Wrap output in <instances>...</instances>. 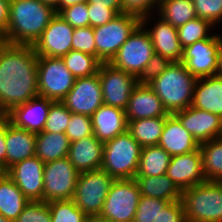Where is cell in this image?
<instances>
[{
    "instance_id": "6da1fadb",
    "label": "cell",
    "mask_w": 222,
    "mask_h": 222,
    "mask_svg": "<svg viewBox=\"0 0 222 222\" xmlns=\"http://www.w3.org/2000/svg\"><path fill=\"white\" fill-rule=\"evenodd\" d=\"M37 59L32 45L0 41V111L3 115L39 95Z\"/></svg>"
},
{
    "instance_id": "7a4b0ae2",
    "label": "cell",
    "mask_w": 222,
    "mask_h": 222,
    "mask_svg": "<svg viewBox=\"0 0 222 222\" xmlns=\"http://www.w3.org/2000/svg\"><path fill=\"white\" fill-rule=\"evenodd\" d=\"M55 15V8L40 0H10L9 23L0 41L33 45Z\"/></svg>"
},
{
    "instance_id": "3957f363",
    "label": "cell",
    "mask_w": 222,
    "mask_h": 222,
    "mask_svg": "<svg viewBox=\"0 0 222 222\" xmlns=\"http://www.w3.org/2000/svg\"><path fill=\"white\" fill-rule=\"evenodd\" d=\"M196 80L182 62H172L148 85L161 99L167 112L174 114L191 106Z\"/></svg>"
},
{
    "instance_id": "277c9868",
    "label": "cell",
    "mask_w": 222,
    "mask_h": 222,
    "mask_svg": "<svg viewBox=\"0 0 222 222\" xmlns=\"http://www.w3.org/2000/svg\"><path fill=\"white\" fill-rule=\"evenodd\" d=\"M186 222H222V182L205 181L182 191Z\"/></svg>"
},
{
    "instance_id": "5b68a950",
    "label": "cell",
    "mask_w": 222,
    "mask_h": 222,
    "mask_svg": "<svg viewBox=\"0 0 222 222\" xmlns=\"http://www.w3.org/2000/svg\"><path fill=\"white\" fill-rule=\"evenodd\" d=\"M142 147L126 131L104 143L101 169L114 179H135Z\"/></svg>"
},
{
    "instance_id": "8992f818",
    "label": "cell",
    "mask_w": 222,
    "mask_h": 222,
    "mask_svg": "<svg viewBox=\"0 0 222 222\" xmlns=\"http://www.w3.org/2000/svg\"><path fill=\"white\" fill-rule=\"evenodd\" d=\"M140 24V17L120 13L106 24L93 28L96 57L102 63H110L119 48Z\"/></svg>"
},
{
    "instance_id": "52a82bcc",
    "label": "cell",
    "mask_w": 222,
    "mask_h": 222,
    "mask_svg": "<svg viewBox=\"0 0 222 222\" xmlns=\"http://www.w3.org/2000/svg\"><path fill=\"white\" fill-rule=\"evenodd\" d=\"M140 197L135 179H115L99 216L111 222H133Z\"/></svg>"
},
{
    "instance_id": "ba28073f",
    "label": "cell",
    "mask_w": 222,
    "mask_h": 222,
    "mask_svg": "<svg viewBox=\"0 0 222 222\" xmlns=\"http://www.w3.org/2000/svg\"><path fill=\"white\" fill-rule=\"evenodd\" d=\"M114 180L102 169L81 172L72 200L87 216L99 215Z\"/></svg>"
},
{
    "instance_id": "9c48e42d",
    "label": "cell",
    "mask_w": 222,
    "mask_h": 222,
    "mask_svg": "<svg viewBox=\"0 0 222 222\" xmlns=\"http://www.w3.org/2000/svg\"><path fill=\"white\" fill-rule=\"evenodd\" d=\"M37 75L39 96L53 101H62L76 80L62 58L57 57L38 56Z\"/></svg>"
},
{
    "instance_id": "30bf717a",
    "label": "cell",
    "mask_w": 222,
    "mask_h": 222,
    "mask_svg": "<svg viewBox=\"0 0 222 222\" xmlns=\"http://www.w3.org/2000/svg\"><path fill=\"white\" fill-rule=\"evenodd\" d=\"M154 54L151 37L145 26L140 24L110 63L115 68L138 77Z\"/></svg>"
},
{
    "instance_id": "8fae6325",
    "label": "cell",
    "mask_w": 222,
    "mask_h": 222,
    "mask_svg": "<svg viewBox=\"0 0 222 222\" xmlns=\"http://www.w3.org/2000/svg\"><path fill=\"white\" fill-rule=\"evenodd\" d=\"M78 177L79 172L68 157L45 163L43 201L72 199Z\"/></svg>"
},
{
    "instance_id": "7c38bea8",
    "label": "cell",
    "mask_w": 222,
    "mask_h": 222,
    "mask_svg": "<svg viewBox=\"0 0 222 222\" xmlns=\"http://www.w3.org/2000/svg\"><path fill=\"white\" fill-rule=\"evenodd\" d=\"M98 75L104 104L126 110L137 77L111 63H101Z\"/></svg>"
},
{
    "instance_id": "4fadbf2b",
    "label": "cell",
    "mask_w": 222,
    "mask_h": 222,
    "mask_svg": "<svg viewBox=\"0 0 222 222\" xmlns=\"http://www.w3.org/2000/svg\"><path fill=\"white\" fill-rule=\"evenodd\" d=\"M219 34L197 41L183 49L182 63L197 79L217 75Z\"/></svg>"
},
{
    "instance_id": "5bb4252c",
    "label": "cell",
    "mask_w": 222,
    "mask_h": 222,
    "mask_svg": "<svg viewBox=\"0 0 222 222\" xmlns=\"http://www.w3.org/2000/svg\"><path fill=\"white\" fill-rule=\"evenodd\" d=\"M61 102L72 113L91 117L104 104L98 73L76 78L72 89Z\"/></svg>"
},
{
    "instance_id": "9a60e30c",
    "label": "cell",
    "mask_w": 222,
    "mask_h": 222,
    "mask_svg": "<svg viewBox=\"0 0 222 222\" xmlns=\"http://www.w3.org/2000/svg\"><path fill=\"white\" fill-rule=\"evenodd\" d=\"M73 30L74 28L56 13L32 45L36 54L62 58L72 50Z\"/></svg>"
},
{
    "instance_id": "2e32d148",
    "label": "cell",
    "mask_w": 222,
    "mask_h": 222,
    "mask_svg": "<svg viewBox=\"0 0 222 222\" xmlns=\"http://www.w3.org/2000/svg\"><path fill=\"white\" fill-rule=\"evenodd\" d=\"M44 165L34 156L14 164L6 171L29 201H43Z\"/></svg>"
},
{
    "instance_id": "e0dca14e",
    "label": "cell",
    "mask_w": 222,
    "mask_h": 222,
    "mask_svg": "<svg viewBox=\"0 0 222 222\" xmlns=\"http://www.w3.org/2000/svg\"><path fill=\"white\" fill-rule=\"evenodd\" d=\"M174 115L199 145L222 136V118L219 115L193 106L175 112Z\"/></svg>"
},
{
    "instance_id": "ac0fdd59",
    "label": "cell",
    "mask_w": 222,
    "mask_h": 222,
    "mask_svg": "<svg viewBox=\"0 0 222 222\" xmlns=\"http://www.w3.org/2000/svg\"><path fill=\"white\" fill-rule=\"evenodd\" d=\"M166 175L181 192L199 183H204L206 180L200 149L172 156Z\"/></svg>"
},
{
    "instance_id": "d6986e66",
    "label": "cell",
    "mask_w": 222,
    "mask_h": 222,
    "mask_svg": "<svg viewBox=\"0 0 222 222\" xmlns=\"http://www.w3.org/2000/svg\"><path fill=\"white\" fill-rule=\"evenodd\" d=\"M52 102L53 100L38 95L13 107L4 116L13 126L37 134L43 131Z\"/></svg>"
},
{
    "instance_id": "ffe728a7",
    "label": "cell",
    "mask_w": 222,
    "mask_h": 222,
    "mask_svg": "<svg viewBox=\"0 0 222 222\" xmlns=\"http://www.w3.org/2000/svg\"><path fill=\"white\" fill-rule=\"evenodd\" d=\"M125 114L127 121L169 115L153 89L139 83L133 88Z\"/></svg>"
},
{
    "instance_id": "44dd1931",
    "label": "cell",
    "mask_w": 222,
    "mask_h": 222,
    "mask_svg": "<svg viewBox=\"0 0 222 222\" xmlns=\"http://www.w3.org/2000/svg\"><path fill=\"white\" fill-rule=\"evenodd\" d=\"M158 145L171 156L190 153L199 148V143L174 114L166 116Z\"/></svg>"
},
{
    "instance_id": "7402d4cb",
    "label": "cell",
    "mask_w": 222,
    "mask_h": 222,
    "mask_svg": "<svg viewBox=\"0 0 222 222\" xmlns=\"http://www.w3.org/2000/svg\"><path fill=\"white\" fill-rule=\"evenodd\" d=\"M94 136L101 142L112 140L127 131L125 110L102 104L91 116Z\"/></svg>"
},
{
    "instance_id": "603a6c76",
    "label": "cell",
    "mask_w": 222,
    "mask_h": 222,
    "mask_svg": "<svg viewBox=\"0 0 222 222\" xmlns=\"http://www.w3.org/2000/svg\"><path fill=\"white\" fill-rule=\"evenodd\" d=\"M104 143L94 134L71 142L68 159L75 169L81 173L101 169Z\"/></svg>"
},
{
    "instance_id": "cb8c5ba5",
    "label": "cell",
    "mask_w": 222,
    "mask_h": 222,
    "mask_svg": "<svg viewBox=\"0 0 222 222\" xmlns=\"http://www.w3.org/2000/svg\"><path fill=\"white\" fill-rule=\"evenodd\" d=\"M153 27H146L156 54L164 56L171 62H181L183 57V49L180 45L177 28L164 21L161 17H157Z\"/></svg>"
},
{
    "instance_id": "d4e9b609",
    "label": "cell",
    "mask_w": 222,
    "mask_h": 222,
    "mask_svg": "<svg viewBox=\"0 0 222 222\" xmlns=\"http://www.w3.org/2000/svg\"><path fill=\"white\" fill-rule=\"evenodd\" d=\"M191 106L222 118V77L213 75L197 79Z\"/></svg>"
},
{
    "instance_id": "484cf974",
    "label": "cell",
    "mask_w": 222,
    "mask_h": 222,
    "mask_svg": "<svg viewBox=\"0 0 222 222\" xmlns=\"http://www.w3.org/2000/svg\"><path fill=\"white\" fill-rule=\"evenodd\" d=\"M6 171L14 164L35 156L36 134L13 126L6 130Z\"/></svg>"
},
{
    "instance_id": "4316f807",
    "label": "cell",
    "mask_w": 222,
    "mask_h": 222,
    "mask_svg": "<svg viewBox=\"0 0 222 222\" xmlns=\"http://www.w3.org/2000/svg\"><path fill=\"white\" fill-rule=\"evenodd\" d=\"M70 143L65 133L42 131L36 134L35 156L44 163L68 157Z\"/></svg>"
},
{
    "instance_id": "83f0119b",
    "label": "cell",
    "mask_w": 222,
    "mask_h": 222,
    "mask_svg": "<svg viewBox=\"0 0 222 222\" xmlns=\"http://www.w3.org/2000/svg\"><path fill=\"white\" fill-rule=\"evenodd\" d=\"M29 200L7 173L0 180V214L15 222Z\"/></svg>"
},
{
    "instance_id": "f1b7e54d",
    "label": "cell",
    "mask_w": 222,
    "mask_h": 222,
    "mask_svg": "<svg viewBox=\"0 0 222 222\" xmlns=\"http://www.w3.org/2000/svg\"><path fill=\"white\" fill-rule=\"evenodd\" d=\"M142 196L159 198L165 201L181 200L182 192L166 175L160 176H136Z\"/></svg>"
},
{
    "instance_id": "f546056e",
    "label": "cell",
    "mask_w": 222,
    "mask_h": 222,
    "mask_svg": "<svg viewBox=\"0 0 222 222\" xmlns=\"http://www.w3.org/2000/svg\"><path fill=\"white\" fill-rule=\"evenodd\" d=\"M165 120L166 116H159L127 121V131L141 147L158 145Z\"/></svg>"
},
{
    "instance_id": "4dcf8cb0",
    "label": "cell",
    "mask_w": 222,
    "mask_h": 222,
    "mask_svg": "<svg viewBox=\"0 0 222 222\" xmlns=\"http://www.w3.org/2000/svg\"><path fill=\"white\" fill-rule=\"evenodd\" d=\"M171 157L159 145L142 147L136 176H160L166 174Z\"/></svg>"
},
{
    "instance_id": "1f68e13d",
    "label": "cell",
    "mask_w": 222,
    "mask_h": 222,
    "mask_svg": "<svg viewBox=\"0 0 222 222\" xmlns=\"http://www.w3.org/2000/svg\"><path fill=\"white\" fill-rule=\"evenodd\" d=\"M157 12L156 15L175 28L197 17L192 0H160Z\"/></svg>"
},
{
    "instance_id": "d6a6232c",
    "label": "cell",
    "mask_w": 222,
    "mask_h": 222,
    "mask_svg": "<svg viewBox=\"0 0 222 222\" xmlns=\"http://www.w3.org/2000/svg\"><path fill=\"white\" fill-rule=\"evenodd\" d=\"M206 181L222 182V136L199 145Z\"/></svg>"
},
{
    "instance_id": "836d02e7",
    "label": "cell",
    "mask_w": 222,
    "mask_h": 222,
    "mask_svg": "<svg viewBox=\"0 0 222 222\" xmlns=\"http://www.w3.org/2000/svg\"><path fill=\"white\" fill-rule=\"evenodd\" d=\"M67 69L75 78L88 77L98 73L101 61L81 51L71 50L62 57Z\"/></svg>"
},
{
    "instance_id": "e575fe53",
    "label": "cell",
    "mask_w": 222,
    "mask_h": 222,
    "mask_svg": "<svg viewBox=\"0 0 222 222\" xmlns=\"http://www.w3.org/2000/svg\"><path fill=\"white\" fill-rule=\"evenodd\" d=\"M215 27L210 21L196 17L177 28L182 49L193 43L211 37V29ZM209 32V33H208Z\"/></svg>"
},
{
    "instance_id": "d590c367",
    "label": "cell",
    "mask_w": 222,
    "mask_h": 222,
    "mask_svg": "<svg viewBox=\"0 0 222 222\" xmlns=\"http://www.w3.org/2000/svg\"><path fill=\"white\" fill-rule=\"evenodd\" d=\"M51 213V222H85L87 215L72 199L47 202Z\"/></svg>"
},
{
    "instance_id": "8d00e7d4",
    "label": "cell",
    "mask_w": 222,
    "mask_h": 222,
    "mask_svg": "<svg viewBox=\"0 0 222 222\" xmlns=\"http://www.w3.org/2000/svg\"><path fill=\"white\" fill-rule=\"evenodd\" d=\"M72 112L61 102L53 101L43 131L65 133Z\"/></svg>"
},
{
    "instance_id": "74e56055",
    "label": "cell",
    "mask_w": 222,
    "mask_h": 222,
    "mask_svg": "<svg viewBox=\"0 0 222 222\" xmlns=\"http://www.w3.org/2000/svg\"><path fill=\"white\" fill-rule=\"evenodd\" d=\"M169 203L170 201L141 195L133 222H153Z\"/></svg>"
},
{
    "instance_id": "f35d334b",
    "label": "cell",
    "mask_w": 222,
    "mask_h": 222,
    "mask_svg": "<svg viewBox=\"0 0 222 222\" xmlns=\"http://www.w3.org/2000/svg\"><path fill=\"white\" fill-rule=\"evenodd\" d=\"M158 4L159 0H121V13L140 17L141 24L146 27L153 15L152 11L154 10V14L156 13Z\"/></svg>"
},
{
    "instance_id": "ab89813d",
    "label": "cell",
    "mask_w": 222,
    "mask_h": 222,
    "mask_svg": "<svg viewBox=\"0 0 222 222\" xmlns=\"http://www.w3.org/2000/svg\"><path fill=\"white\" fill-rule=\"evenodd\" d=\"M65 134L70 142H75L93 135L91 117L72 113Z\"/></svg>"
},
{
    "instance_id": "60d3db41",
    "label": "cell",
    "mask_w": 222,
    "mask_h": 222,
    "mask_svg": "<svg viewBox=\"0 0 222 222\" xmlns=\"http://www.w3.org/2000/svg\"><path fill=\"white\" fill-rule=\"evenodd\" d=\"M15 222H51V213L45 201H29Z\"/></svg>"
},
{
    "instance_id": "b9f144b4",
    "label": "cell",
    "mask_w": 222,
    "mask_h": 222,
    "mask_svg": "<svg viewBox=\"0 0 222 222\" xmlns=\"http://www.w3.org/2000/svg\"><path fill=\"white\" fill-rule=\"evenodd\" d=\"M197 17L210 21L215 27L222 23V0H192Z\"/></svg>"
},
{
    "instance_id": "7bdbcfd3",
    "label": "cell",
    "mask_w": 222,
    "mask_h": 222,
    "mask_svg": "<svg viewBox=\"0 0 222 222\" xmlns=\"http://www.w3.org/2000/svg\"><path fill=\"white\" fill-rule=\"evenodd\" d=\"M72 50L81 51L96 57V45L93 27L74 28Z\"/></svg>"
},
{
    "instance_id": "ee69618b",
    "label": "cell",
    "mask_w": 222,
    "mask_h": 222,
    "mask_svg": "<svg viewBox=\"0 0 222 222\" xmlns=\"http://www.w3.org/2000/svg\"><path fill=\"white\" fill-rule=\"evenodd\" d=\"M59 15L73 28L89 26V12L87 2L74 4L63 9Z\"/></svg>"
},
{
    "instance_id": "f6af8a7d",
    "label": "cell",
    "mask_w": 222,
    "mask_h": 222,
    "mask_svg": "<svg viewBox=\"0 0 222 222\" xmlns=\"http://www.w3.org/2000/svg\"><path fill=\"white\" fill-rule=\"evenodd\" d=\"M171 63L172 62L164 56L155 53L137 77V82L139 84L150 83L154 78L162 74Z\"/></svg>"
},
{
    "instance_id": "bcb514c9",
    "label": "cell",
    "mask_w": 222,
    "mask_h": 222,
    "mask_svg": "<svg viewBox=\"0 0 222 222\" xmlns=\"http://www.w3.org/2000/svg\"><path fill=\"white\" fill-rule=\"evenodd\" d=\"M153 222H186L181 200L170 202L162 209Z\"/></svg>"
},
{
    "instance_id": "7dc6e473",
    "label": "cell",
    "mask_w": 222,
    "mask_h": 222,
    "mask_svg": "<svg viewBox=\"0 0 222 222\" xmlns=\"http://www.w3.org/2000/svg\"><path fill=\"white\" fill-rule=\"evenodd\" d=\"M89 12V26L95 28L111 21L118 14L112 8L105 6H87Z\"/></svg>"
},
{
    "instance_id": "c3c4849f",
    "label": "cell",
    "mask_w": 222,
    "mask_h": 222,
    "mask_svg": "<svg viewBox=\"0 0 222 222\" xmlns=\"http://www.w3.org/2000/svg\"><path fill=\"white\" fill-rule=\"evenodd\" d=\"M10 124V121L3 116L0 119V167L6 170V130L7 126Z\"/></svg>"
},
{
    "instance_id": "681fc988",
    "label": "cell",
    "mask_w": 222,
    "mask_h": 222,
    "mask_svg": "<svg viewBox=\"0 0 222 222\" xmlns=\"http://www.w3.org/2000/svg\"><path fill=\"white\" fill-rule=\"evenodd\" d=\"M10 18V0H0V36L7 30Z\"/></svg>"
},
{
    "instance_id": "f907efd6",
    "label": "cell",
    "mask_w": 222,
    "mask_h": 222,
    "mask_svg": "<svg viewBox=\"0 0 222 222\" xmlns=\"http://www.w3.org/2000/svg\"><path fill=\"white\" fill-rule=\"evenodd\" d=\"M87 6H105L112 8L117 14L121 13V0H87Z\"/></svg>"
},
{
    "instance_id": "816d5d0a",
    "label": "cell",
    "mask_w": 222,
    "mask_h": 222,
    "mask_svg": "<svg viewBox=\"0 0 222 222\" xmlns=\"http://www.w3.org/2000/svg\"><path fill=\"white\" fill-rule=\"evenodd\" d=\"M81 2H87V0H59L58 5L55 7V11L59 14L63 9Z\"/></svg>"
},
{
    "instance_id": "f5cc1de1",
    "label": "cell",
    "mask_w": 222,
    "mask_h": 222,
    "mask_svg": "<svg viewBox=\"0 0 222 222\" xmlns=\"http://www.w3.org/2000/svg\"><path fill=\"white\" fill-rule=\"evenodd\" d=\"M217 75L222 77V40L221 39H220V46H219V50H218Z\"/></svg>"
},
{
    "instance_id": "db71d44e",
    "label": "cell",
    "mask_w": 222,
    "mask_h": 222,
    "mask_svg": "<svg viewBox=\"0 0 222 222\" xmlns=\"http://www.w3.org/2000/svg\"><path fill=\"white\" fill-rule=\"evenodd\" d=\"M85 222H111V221H108L107 219L100 217L99 215H94V216H87Z\"/></svg>"
},
{
    "instance_id": "11a10c76",
    "label": "cell",
    "mask_w": 222,
    "mask_h": 222,
    "mask_svg": "<svg viewBox=\"0 0 222 222\" xmlns=\"http://www.w3.org/2000/svg\"><path fill=\"white\" fill-rule=\"evenodd\" d=\"M40 1L55 8L58 5L59 0H40Z\"/></svg>"
},
{
    "instance_id": "9f6ffc18",
    "label": "cell",
    "mask_w": 222,
    "mask_h": 222,
    "mask_svg": "<svg viewBox=\"0 0 222 222\" xmlns=\"http://www.w3.org/2000/svg\"><path fill=\"white\" fill-rule=\"evenodd\" d=\"M6 174V170H4L3 168L0 167V180L2 179V177Z\"/></svg>"
},
{
    "instance_id": "6f0895ef",
    "label": "cell",
    "mask_w": 222,
    "mask_h": 222,
    "mask_svg": "<svg viewBox=\"0 0 222 222\" xmlns=\"http://www.w3.org/2000/svg\"><path fill=\"white\" fill-rule=\"evenodd\" d=\"M0 222H10V221L0 214Z\"/></svg>"
},
{
    "instance_id": "680465c9",
    "label": "cell",
    "mask_w": 222,
    "mask_h": 222,
    "mask_svg": "<svg viewBox=\"0 0 222 222\" xmlns=\"http://www.w3.org/2000/svg\"><path fill=\"white\" fill-rule=\"evenodd\" d=\"M4 115L1 113V111H0V119L3 117Z\"/></svg>"
}]
</instances>
